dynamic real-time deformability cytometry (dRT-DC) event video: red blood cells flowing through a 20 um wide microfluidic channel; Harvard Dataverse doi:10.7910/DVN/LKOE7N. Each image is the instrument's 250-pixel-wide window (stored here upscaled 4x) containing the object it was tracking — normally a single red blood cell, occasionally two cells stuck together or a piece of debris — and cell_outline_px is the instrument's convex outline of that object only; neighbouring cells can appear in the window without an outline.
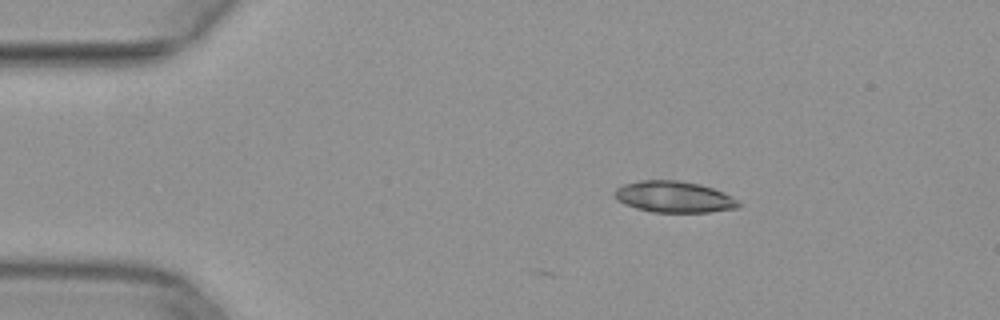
{"species": "common noctule bat (a hibernating species)", "species_latin": "Nyctalus noctula", "temperature_condition": "warm", "stored_images_in_passage": 8, "camera_frame_rate_fps": 3000, "um_per_image_px": 0.085, "animal": {"sex": "female", "body_mass_g": 29.2, "forearm_length_mm": 56.3}, "frame": {"image": 1, "passage_image": 8, "time_ms": 2.333, "image_size_px": [1000, 320], "cell_outline_px": [[740, 204], [736, 208], [708, 212], [652, 212], [636, 208], [624, 204], [616, 200], [616, 188], [624, 184], [640, 180], [680, 180], [700, 184], [724, 192], [736, 200]], "centroid_in_image_um": [57.27, 16.73], "position_along_channel_um": 27.7, "area_um2": 22.48}}